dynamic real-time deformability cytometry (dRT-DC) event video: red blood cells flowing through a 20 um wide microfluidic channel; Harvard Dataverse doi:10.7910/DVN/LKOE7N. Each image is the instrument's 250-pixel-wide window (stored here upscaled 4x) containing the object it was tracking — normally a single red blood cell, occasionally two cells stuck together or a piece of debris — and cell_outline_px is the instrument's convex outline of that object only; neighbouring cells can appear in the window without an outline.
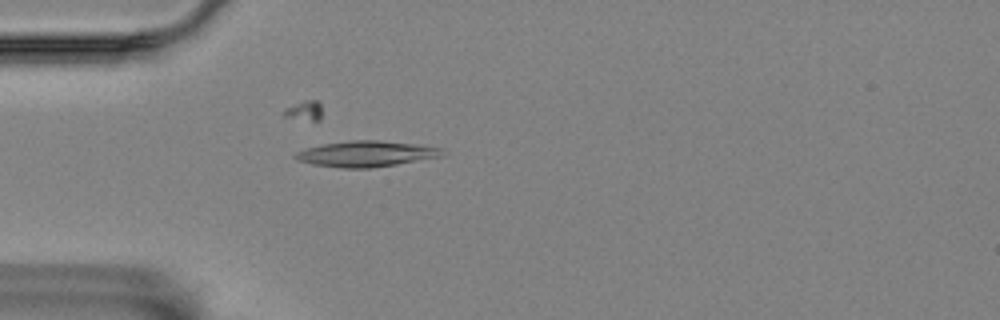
{"species": "Egyptian fruit bat (a non-hibernating species)", "species_latin": "Rousettus aegyptiacus", "temperature_condition": "room temperature", "stored_images_in_passage": 1, "camera_frame_rate_fps": 3000, "um_per_image_px": 0.085, "animal": {"sex": "female"}, "frame": {"image": 1, "passage_image": 1, "time_ms": 0.0, "image_size_px": [1000, 320], "cell_outline_px": [[448, 152], [444, 156], [372, 168], [344, 168], [312, 164], [296, 160], [292, 156], [296, 152], [304, 148], [324, 144], [352, 140], [380, 140], [420, 144], [444, 148]], "centroid_in_image_um": [31.19, 13.07], "position_along_channel_um": 53.8, "area_um2": 22.43}}